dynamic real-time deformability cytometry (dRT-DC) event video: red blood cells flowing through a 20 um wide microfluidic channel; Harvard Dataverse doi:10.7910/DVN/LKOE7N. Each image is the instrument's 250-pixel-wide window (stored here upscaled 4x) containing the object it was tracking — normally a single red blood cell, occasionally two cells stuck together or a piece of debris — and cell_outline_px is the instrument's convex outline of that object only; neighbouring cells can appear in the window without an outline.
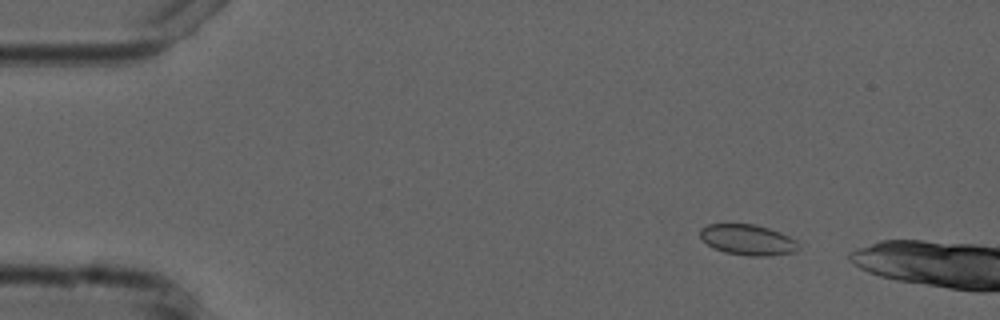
{"species": "common noctule bat (a hibernating species)", "species_latin": "Nyctalus noctula", "temperature_condition": "cold", "stored_images_in_passage": 3, "camera_frame_rate_fps": 3000, "um_per_image_px": 0.085, "animal": {"sex": "male", "forearm_length_mm": 52.5}, "frame": {"image": 1, "passage_image": 2, "time_ms": 1.333, "image_size_px": [1000, 320], "cell_outline_px": [[800, 248], [796, 252], [768, 256], [748, 256], [724, 252], [712, 248], [700, 236], [700, 228], [708, 224], [756, 224], [780, 232], [796, 240]], "centroid_in_image_um": [63.57, 20.39], "position_along_channel_um": 21.4, "area_um2": 17.69}}